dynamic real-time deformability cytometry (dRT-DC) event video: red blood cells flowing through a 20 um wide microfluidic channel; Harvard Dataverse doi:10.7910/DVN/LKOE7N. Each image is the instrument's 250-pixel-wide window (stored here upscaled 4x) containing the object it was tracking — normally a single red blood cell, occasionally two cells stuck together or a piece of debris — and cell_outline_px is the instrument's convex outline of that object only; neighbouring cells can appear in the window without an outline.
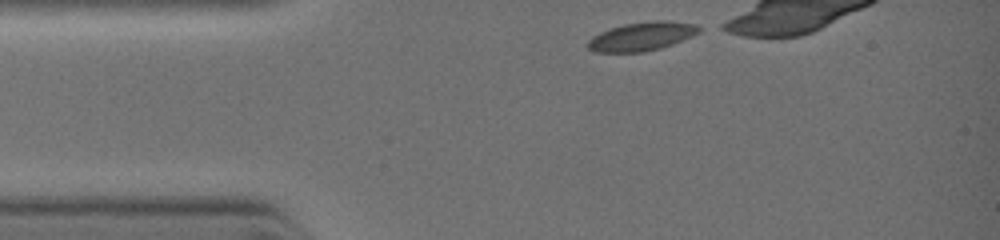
{"species": "common noctule bat (a hibernating species)", "species_latin": "Nyctalus noctula", "temperature_condition": "warm", "stored_images_in_passage": 5, "camera_frame_rate_fps": 3000, "um_per_image_px": 0.085, "animal": {"sex": "female", "body_mass_g": 19.0, "forearm_length_mm": 51.5}, "frame": {"image": 1, "passage_image": 1, "time_ms": 0.0, "image_size_px": [1000, 240], "cell_outline_px": [[704, 28], [700, 32], [672, 44], [660, 48], [644, 52], [596, 52], [588, 48], [588, 40], [592, 36], [600, 32], [624, 24], [652, 20], [668, 20], [696, 24]], "centroid_in_image_um": [54.58, 3.08], "position_along_channel_um": 30.4, "area_um2": 18.61}}